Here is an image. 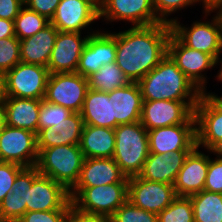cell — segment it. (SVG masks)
Returning a JSON list of instances; mask_svg holds the SVG:
<instances>
[{
  "mask_svg": "<svg viewBox=\"0 0 222 222\" xmlns=\"http://www.w3.org/2000/svg\"><path fill=\"white\" fill-rule=\"evenodd\" d=\"M171 33L164 22L116 33V64L130 82L138 83L168 54Z\"/></svg>",
  "mask_w": 222,
  "mask_h": 222,
  "instance_id": "1",
  "label": "cell"
},
{
  "mask_svg": "<svg viewBox=\"0 0 222 222\" xmlns=\"http://www.w3.org/2000/svg\"><path fill=\"white\" fill-rule=\"evenodd\" d=\"M142 100L199 101L202 92L167 54L138 82Z\"/></svg>",
  "mask_w": 222,
  "mask_h": 222,
  "instance_id": "2",
  "label": "cell"
},
{
  "mask_svg": "<svg viewBox=\"0 0 222 222\" xmlns=\"http://www.w3.org/2000/svg\"><path fill=\"white\" fill-rule=\"evenodd\" d=\"M113 159L126 177L138 175L150 153L148 130L140 121L121 124L114 129Z\"/></svg>",
  "mask_w": 222,
  "mask_h": 222,
  "instance_id": "3",
  "label": "cell"
},
{
  "mask_svg": "<svg viewBox=\"0 0 222 222\" xmlns=\"http://www.w3.org/2000/svg\"><path fill=\"white\" fill-rule=\"evenodd\" d=\"M84 155L79 145H61L41 149L36 168L41 175L50 177L70 191L77 183Z\"/></svg>",
  "mask_w": 222,
  "mask_h": 222,
  "instance_id": "4",
  "label": "cell"
},
{
  "mask_svg": "<svg viewBox=\"0 0 222 222\" xmlns=\"http://www.w3.org/2000/svg\"><path fill=\"white\" fill-rule=\"evenodd\" d=\"M69 195L72 205L79 211L111 217L127 200L128 183L72 188Z\"/></svg>",
  "mask_w": 222,
  "mask_h": 222,
  "instance_id": "5",
  "label": "cell"
},
{
  "mask_svg": "<svg viewBox=\"0 0 222 222\" xmlns=\"http://www.w3.org/2000/svg\"><path fill=\"white\" fill-rule=\"evenodd\" d=\"M49 71L37 64L19 62L3 77V97L44 99Z\"/></svg>",
  "mask_w": 222,
  "mask_h": 222,
  "instance_id": "6",
  "label": "cell"
},
{
  "mask_svg": "<svg viewBox=\"0 0 222 222\" xmlns=\"http://www.w3.org/2000/svg\"><path fill=\"white\" fill-rule=\"evenodd\" d=\"M210 21H195L190 27L171 18L172 32L187 46L211 55L214 59L222 54V16L215 14Z\"/></svg>",
  "mask_w": 222,
  "mask_h": 222,
  "instance_id": "7",
  "label": "cell"
},
{
  "mask_svg": "<svg viewBox=\"0 0 222 222\" xmlns=\"http://www.w3.org/2000/svg\"><path fill=\"white\" fill-rule=\"evenodd\" d=\"M199 101H143L141 124L152 130L178 124H196L194 109Z\"/></svg>",
  "mask_w": 222,
  "mask_h": 222,
  "instance_id": "8",
  "label": "cell"
},
{
  "mask_svg": "<svg viewBox=\"0 0 222 222\" xmlns=\"http://www.w3.org/2000/svg\"><path fill=\"white\" fill-rule=\"evenodd\" d=\"M88 90V78L77 72L52 73L47 80L44 100L80 113Z\"/></svg>",
  "mask_w": 222,
  "mask_h": 222,
  "instance_id": "9",
  "label": "cell"
},
{
  "mask_svg": "<svg viewBox=\"0 0 222 222\" xmlns=\"http://www.w3.org/2000/svg\"><path fill=\"white\" fill-rule=\"evenodd\" d=\"M168 55L202 93L206 91L207 79L202 72L215 68L211 55L187 47L173 32L168 41Z\"/></svg>",
  "mask_w": 222,
  "mask_h": 222,
  "instance_id": "10",
  "label": "cell"
},
{
  "mask_svg": "<svg viewBox=\"0 0 222 222\" xmlns=\"http://www.w3.org/2000/svg\"><path fill=\"white\" fill-rule=\"evenodd\" d=\"M0 157L4 162L25 168L36 166L37 134L26 129L5 125L0 134Z\"/></svg>",
  "mask_w": 222,
  "mask_h": 222,
  "instance_id": "11",
  "label": "cell"
},
{
  "mask_svg": "<svg viewBox=\"0 0 222 222\" xmlns=\"http://www.w3.org/2000/svg\"><path fill=\"white\" fill-rule=\"evenodd\" d=\"M177 197L174 186L162 182H152L138 175L128 178L127 199L148 212L159 214Z\"/></svg>",
  "mask_w": 222,
  "mask_h": 222,
  "instance_id": "12",
  "label": "cell"
},
{
  "mask_svg": "<svg viewBox=\"0 0 222 222\" xmlns=\"http://www.w3.org/2000/svg\"><path fill=\"white\" fill-rule=\"evenodd\" d=\"M71 205L69 191L50 177L40 174L28 187L26 212L70 210Z\"/></svg>",
  "mask_w": 222,
  "mask_h": 222,
  "instance_id": "13",
  "label": "cell"
},
{
  "mask_svg": "<svg viewBox=\"0 0 222 222\" xmlns=\"http://www.w3.org/2000/svg\"><path fill=\"white\" fill-rule=\"evenodd\" d=\"M128 21L134 26H150L161 21L156 17L152 0H104L99 19Z\"/></svg>",
  "mask_w": 222,
  "mask_h": 222,
  "instance_id": "14",
  "label": "cell"
},
{
  "mask_svg": "<svg viewBox=\"0 0 222 222\" xmlns=\"http://www.w3.org/2000/svg\"><path fill=\"white\" fill-rule=\"evenodd\" d=\"M150 153L191 151L196 146V124H178L148 130Z\"/></svg>",
  "mask_w": 222,
  "mask_h": 222,
  "instance_id": "15",
  "label": "cell"
},
{
  "mask_svg": "<svg viewBox=\"0 0 222 222\" xmlns=\"http://www.w3.org/2000/svg\"><path fill=\"white\" fill-rule=\"evenodd\" d=\"M92 32V33H91ZM81 38V33L60 32L52 49L51 57L47 65L49 74L76 72L83 48L87 43L89 35Z\"/></svg>",
  "mask_w": 222,
  "mask_h": 222,
  "instance_id": "16",
  "label": "cell"
},
{
  "mask_svg": "<svg viewBox=\"0 0 222 222\" xmlns=\"http://www.w3.org/2000/svg\"><path fill=\"white\" fill-rule=\"evenodd\" d=\"M98 19L99 11L88 1L61 0L50 23L60 32L82 33Z\"/></svg>",
  "mask_w": 222,
  "mask_h": 222,
  "instance_id": "17",
  "label": "cell"
},
{
  "mask_svg": "<svg viewBox=\"0 0 222 222\" xmlns=\"http://www.w3.org/2000/svg\"><path fill=\"white\" fill-rule=\"evenodd\" d=\"M209 161L198 146L189 152L173 185L177 196L189 197L204 190Z\"/></svg>",
  "mask_w": 222,
  "mask_h": 222,
  "instance_id": "18",
  "label": "cell"
},
{
  "mask_svg": "<svg viewBox=\"0 0 222 222\" xmlns=\"http://www.w3.org/2000/svg\"><path fill=\"white\" fill-rule=\"evenodd\" d=\"M196 120V146L209 152L222 140V110L218 109L203 93L194 109Z\"/></svg>",
  "mask_w": 222,
  "mask_h": 222,
  "instance_id": "19",
  "label": "cell"
},
{
  "mask_svg": "<svg viewBox=\"0 0 222 222\" xmlns=\"http://www.w3.org/2000/svg\"><path fill=\"white\" fill-rule=\"evenodd\" d=\"M108 95L111 98L113 129L121 124L140 121L143 100L138 83L130 82L108 92Z\"/></svg>",
  "mask_w": 222,
  "mask_h": 222,
  "instance_id": "20",
  "label": "cell"
},
{
  "mask_svg": "<svg viewBox=\"0 0 222 222\" xmlns=\"http://www.w3.org/2000/svg\"><path fill=\"white\" fill-rule=\"evenodd\" d=\"M111 183H128L113 158H85L80 177L73 188H90Z\"/></svg>",
  "mask_w": 222,
  "mask_h": 222,
  "instance_id": "21",
  "label": "cell"
},
{
  "mask_svg": "<svg viewBox=\"0 0 222 222\" xmlns=\"http://www.w3.org/2000/svg\"><path fill=\"white\" fill-rule=\"evenodd\" d=\"M40 175L37 168L26 167L16 177L13 189L0 203L2 222H17L26 213L28 187Z\"/></svg>",
  "mask_w": 222,
  "mask_h": 222,
  "instance_id": "22",
  "label": "cell"
},
{
  "mask_svg": "<svg viewBox=\"0 0 222 222\" xmlns=\"http://www.w3.org/2000/svg\"><path fill=\"white\" fill-rule=\"evenodd\" d=\"M190 151H177L172 154L149 153L138 176L152 182L174 185L179 170Z\"/></svg>",
  "mask_w": 222,
  "mask_h": 222,
  "instance_id": "23",
  "label": "cell"
},
{
  "mask_svg": "<svg viewBox=\"0 0 222 222\" xmlns=\"http://www.w3.org/2000/svg\"><path fill=\"white\" fill-rule=\"evenodd\" d=\"M42 99L3 97L6 125L38 134Z\"/></svg>",
  "mask_w": 222,
  "mask_h": 222,
  "instance_id": "24",
  "label": "cell"
},
{
  "mask_svg": "<svg viewBox=\"0 0 222 222\" xmlns=\"http://www.w3.org/2000/svg\"><path fill=\"white\" fill-rule=\"evenodd\" d=\"M84 127L80 113H72L69 118L37 134L38 152L44 148L61 145H79Z\"/></svg>",
  "mask_w": 222,
  "mask_h": 222,
  "instance_id": "25",
  "label": "cell"
},
{
  "mask_svg": "<svg viewBox=\"0 0 222 222\" xmlns=\"http://www.w3.org/2000/svg\"><path fill=\"white\" fill-rule=\"evenodd\" d=\"M58 30L50 23L34 36L20 40V60L47 67Z\"/></svg>",
  "mask_w": 222,
  "mask_h": 222,
  "instance_id": "26",
  "label": "cell"
},
{
  "mask_svg": "<svg viewBox=\"0 0 222 222\" xmlns=\"http://www.w3.org/2000/svg\"><path fill=\"white\" fill-rule=\"evenodd\" d=\"M115 144L113 128L84 125L79 144L84 158H113Z\"/></svg>",
  "mask_w": 222,
  "mask_h": 222,
  "instance_id": "27",
  "label": "cell"
},
{
  "mask_svg": "<svg viewBox=\"0 0 222 222\" xmlns=\"http://www.w3.org/2000/svg\"><path fill=\"white\" fill-rule=\"evenodd\" d=\"M80 114L84 125L112 128L111 98L108 93L89 88Z\"/></svg>",
  "mask_w": 222,
  "mask_h": 222,
  "instance_id": "28",
  "label": "cell"
},
{
  "mask_svg": "<svg viewBox=\"0 0 222 222\" xmlns=\"http://www.w3.org/2000/svg\"><path fill=\"white\" fill-rule=\"evenodd\" d=\"M194 222H222V194L203 190L189 196Z\"/></svg>",
  "mask_w": 222,
  "mask_h": 222,
  "instance_id": "29",
  "label": "cell"
},
{
  "mask_svg": "<svg viewBox=\"0 0 222 222\" xmlns=\"http://www.w3.org/2000/svg\"><path fill=\"white\" fill-rule=\"evenodd\" d=\"M89 88L93 90L111 92L117 88L124 87L130 81L116 62L103 65L97 72L88 77Z\"/></svg>",
  "mask_w": 222,
  "mask_h": 222,
  "instance_id": "30",
  "label": "cell"
},
{
  "mask_svg": "<svg viewBox=\"0 0 222 222\" xmlns=\"http://www.w3.org/2000/svg\"><path fill=\"white\" fill-rule=\"evenodd\" d=\"M50 21L44 16L29 10L25 5L14 20L15 36L19 40L34 36L44 29Z\"/></svg>",
  "mask_w": 222,
  "mask_h": 222,
  "instance_id": "31",
  "label": "cell"
},
{
  "mask_svg": "<svg viewBox=\"0 0 222 222\" xmlns=\"http://www.w3.org/2000/svg\"><path fill=\"white\" fill-rule=\"evenodd\" d=\"M103 64L99 57V29L89 35L83 48L76 72L86 78L97 72Z\"/></svg>",
  "mask_w": 222,
  "mask_h": 222,
  "instance_id": "32",
  "label": "cell"
},
{
  "mask_svg": "<svg viewBox=\"0 0 222 222\" xmlns=\"http://www.w3.org/2000/svg\"><path fill=\"white\" fill-rule=\"evenodd\" d=\"M157 216L158 222H194L190 197L177 196L173 202Z\"/></svg>",
  "mask_w": 222,
  "mask_h": 222,
  "instance_id": "33",
  "label": "cell"
},
{
  "mask_svg": "<svg viewBox=\"0 0 222 222\" xmlns=\"http://www.w3.org/2000/svg\"><path fill=\"white\" fill-rule=\"evenodd\" d=\"M111 222H158V216L138 208L127 199L111 216Z\"/></svg>",
  "mask_w": 222,
  "mask_h": 222,
  "instance_id": "34",
  "label": "cell"
},
{
  "mask_svg": "<svg viewBox=\"0 0 222 222\" xmlns=\"http://www.w3.org/2000/svg\"><path fill=\"white\" fill-rule=\"evenodd\" d=\"M72 113V111L61 105L42 99L39 111L38 133L42 129L50 128L66 120Z\"/></svg>",
  "mask_w": 222,
  "mask_h": 222,
  "instance_id": "35",
  "label": "cell"
},
{
  "mask_svg": "<svg viewBox=\"0 0 222 222\" xmlns=\"http://www.w3.org/2000/svg\"><path fill=\"white\" fill-rule=\"evenodd\" d=\"M20 60V40L14 36L0 39V72L4 75Z\"/></svg>",
  "mask_w": 222,
  "mask_h": 222,
  "instance_id": "36",
  "label": "cell"
},
{
  "mask_svg": "<svg viewBox=\"0 0 222 222\" xmlns=\"http://www.w3.org/2000/svg\"><path fill=\"white\" fill-rule=\"evenodd\" d=\"M198 0H152L156 17L164 23L171 24V19L167 18L176 11L193 6Z\"/></svg>",
  "mask_w": 222,
  "mask_h": 222,
  "instance_id": "37",
  "label": "cell"
},
{
  "mask_svg": "<svg viewBox=\"0 0 222 222\" xmlns=\"http://www.w3.org/2000/svg\"><path fill=\"white\" fill-rule=\"evenodd\" d=\"M14 163L3 162L0 166V203L11 193L17 175L24 169Z\"/></svg>",
  "mask_w": 222,
  "mask_h": 222,
  "instance_id": "38",
  "label": "cell"
},
{
  "mask_svg": "<svg viewBox=\"0 0 222 222\" xmlns=\"http://www.w3.org/2000/svg\"><path fill=\"white\" fill-rule=\"evenodd\" d=\"M204 190L222 194V157L210 158Z\"/></svg>",
  "mask_w": 222,
  "mask_h": 222,
  "instance_id": "39",
  "label": "cell"
},
{
  "mask_svg": "<svg viewBox=\"0 0 222 222\" xmlns=\"http://www.w3.org/2000/svg\"><path fill=\"white\" fill-rule=\"evenodd\" d=\"M99 57L103 65L116 62V32H99Z\"/></svg>",
  "mask_w": 222,
  "mask_h": 222,
  "instance_id": "40",
  "label": "cell"
},
{
  "mask_svg": "<svg viewBox=\"0 0 222 222\" xmlns=\"http://www.w3.org/2000/svg\"><path fill=\"white\" fill-rule=\"evenodd\" d=\"M70 210L30 211L17 222H66Z\"/></svg>",
  "mask_w": 222,
  "mask_h": 222,
  "instance_id": "41",
  "label": "cell"
},
{
  "mask_svg": "<svg viewBox=\"0 0 222 222\" xmlns=\"http://www.w3.org/2000/svg\"><path fill=\"white\" fill-rule=\"evenodd\" d=\"M60 1L61 0H25L24 5L29 10L37 12L51 21Z\"/></svg>",
  "mask_w": 222,
  "mask_h": 222,
  "instance_id": "42",
  "label": "cell"
},
{
  "mask_svg": "<svg viewBox=\"0 0 222 222\" xmlns=\"http://www.w3.org/2000/svg\"><path fill=\"white\" fill-rule=\"evenodd\" d=\"M66 222H111V217L79 211L71 205Z\"/></svg>",
  "mask_w": 222,
  "mask_h": 222,
  "instance_id": "43",
  "label": "cell"
},
{
  "mask_svg": "<svg viewBox=\"0 0 222 222\" xmlns=\"http://www.w3.org/2000/svg\"><path fill=\"white\" fill-rule=\"evenodd\" d=\"M24 7V0H0V18L15 20Z\"/></svg>",
  "mask_w": 222,
  "mask_h": 222,
  "instance_id": "44",
  "label": "cell"
},
{
  "mask_svg": "<svg viewBox=\"0 0 222 222\" xmlns=\"http://www.w3.org/2000/svg\"><path fill=\"white\" fill-rule=\"evenodd\" d=\"M15 36V28L13 20L0 18V39Z\"/></svg>",
  "mask_w": 222,
  "mask_h": 222,
  "instance_id": "45",
  "label": "cell"
},
{
  "mask_svg": "<svg viewBox=\"0 0 222 222\" xmlns=\"http://www.w3.org/2000/svg\"><path fill=\"white\" fill-rule=\"evenodd\" d=\"M200 2L203 4L205 17L214 11H217V13L222 12V0H198V3Z\"/></svg>",
  "mask_w": 222,
  "mask_h": 222,
  "instance_id": "46",
  "label": "cell"
},
{
  "mask_svg": "<svg viewBox=\"0 0 222 222\" xmlns=\"http://www.w3.org/2000/svg\"><path fill=\"white\" fill-rule=\"evenodd\" d=\"M203 94L220 110H222V96H218L215 93H207L206 91Z\"/></svg>",
  "mask_w": 222,
  "mask_h": 222,
  "instance_id": "47",
  "label": "cell"
},
{
  "mask_svg": "<svg viewBox=\"0 0 222 222\" xmlns=\"http://www.w3.org/2000/svg\"><path fill=\"white\" fill-rule=\"evenodd\" d=\"M6 125L5 121V111L2 101H0V134L2 133V130L4 126Z\"/></svg>",
  "mask_w": 222,
  "mask_h": 222,
  "instance_id": "48",
  "label": "cell"
},
{
  "mask_svg": "<svg viewBox=\"0 0 222 222\" xmlns=\"http://www.w3.org/2000/svg\"><path fill=\"white\" fill-rule=\"evenodd\" d=\"M211 154L213 153L214 155L216 154L217 156L222 157V140H220L210 151Z\"/></svg>",
  "mask_w": 222,
  "mask_h": 222,
  "instance_id": "49",
  "label": "cell"
},
{
  "mask_svg": "<svg viewBox=\"0 0 222 222\" xmlns=\"http://www.w3.org/2000/svg\"><path fill=\"white\" fill-rule=\"evenodd\" d=\"M91 3L98 11L101 9L104 0H86Z\"/></svg>",
  "mask_w": 222,
  "mask_h": 222,
  "instance_id": "50",
  "label": "cell"
},
{
  "mask_svg": "<svg viewBox=\"0 0 222 222\" xmlns=\"http://www.w3.org/2000/svg\"><path fill=\"white\" fill-rule=\"evenodd\" d=\"M217 63H221V67L216 77L219 81H222V59H220V56L215 59V66L218 65Z\"/></svg>",
  "mask_w": 222,
  "mask_h": 222,
  "instance_id": "51",
  "label": "cell"
},
{
  "mask_svg": "<svg viewBox=\"0 0 222 222\" xmlns=\"http://www.w3.org/2000/svg\"><path fill=\"white\" fill-rule=\"evenodd\" d=\"M3 77L4 75L0 72V101L3 99Z\"/></svg>",
  "mask_w": 222,
  "mask_h": 222,
  "instance_id": "52",
  "label": "cell"
},
{
  "mask_svg": "<svg viewBox=\"0 0 222 222\" xmlns=\"http://www.w3.org/2000/svg\"><path fill=\"white\" fill-rule=\"evenodd\" d=\"M4 161L1 159V157H0V166H1V164L3 163Z\"/></svg>",
  "mask_w": 222,
  "mask_h": 222,
  "instance_id": "53",
  "label": "cell"
}]
</instances>
